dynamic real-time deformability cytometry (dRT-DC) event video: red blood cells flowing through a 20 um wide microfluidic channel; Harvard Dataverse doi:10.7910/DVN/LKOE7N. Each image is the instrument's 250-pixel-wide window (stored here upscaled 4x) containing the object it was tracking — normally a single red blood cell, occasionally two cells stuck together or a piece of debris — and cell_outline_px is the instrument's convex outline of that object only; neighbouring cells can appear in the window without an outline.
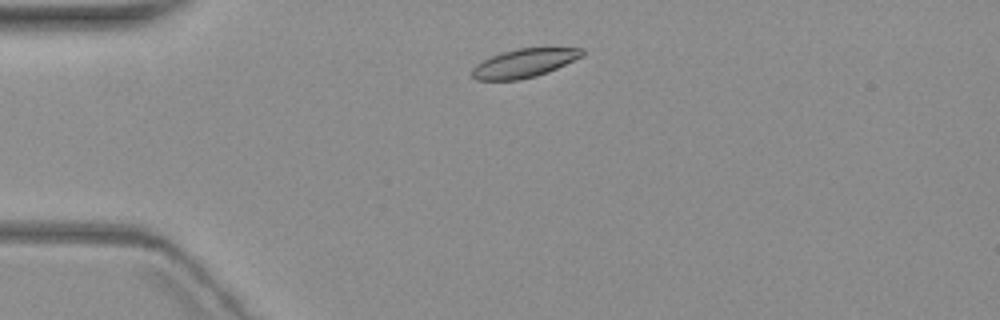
{"species": "common noctule bat (a hibernating species)", "species_latin": "Nyctalus noctula", "temperature_condition": "warm", "stored_images_in_passage": 3, "camera_frame_rate_fps": 3000, "um_per_image_px": 0.085, "animal": {"sex": "female", "body_mass_g": 19.3, "forearm_length_mm": 54.1}, "frame": {"image": 1, "passage_image": 2, "time_ms": 1.333, "image_size_px": [1000, 320], "cell_outline_px": [[584, 56], [548, 72], [536, 76], [520, 80], [476, 80], [472, 76], [472, 68], [476, 64], [500, 52], [520, 48], [584, 48]], "centroid_in_image_um": [44.57, 5.37], "position_along_channel_um": 40.4, "area_um2": 18.38}}